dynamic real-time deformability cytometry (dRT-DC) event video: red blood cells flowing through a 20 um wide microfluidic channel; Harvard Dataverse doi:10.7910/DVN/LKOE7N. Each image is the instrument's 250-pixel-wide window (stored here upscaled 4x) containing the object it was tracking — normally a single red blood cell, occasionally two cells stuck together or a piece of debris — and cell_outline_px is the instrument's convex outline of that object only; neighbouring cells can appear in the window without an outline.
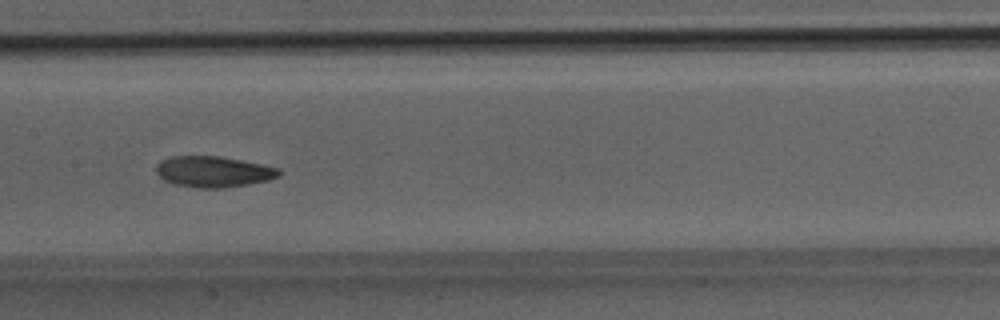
{"species": "Egyptian fruit bat (a non-hibernating species)", "species_latin": "Rousettus aegyptiacus", "temperature_condition": "room temperature", "stored_images_in_passage": 31, "camera_frame_rate_fps": 3000, "um_per_image_px": 0.085, "animal": {"sex": "male"}, "frame": {"image": 1, "passage_image": 12, "time_ms": 3.667, "image_size_px": [1000, 320], "cell_outline_px": [[284, 172], [280, 176], [268, 180], [248, 184], [224, 188], [200, 188], [172, 184], [164, 180], [156, 172], [156, 164], [160, 160], [172, 156], [220, 156], [280, 168]], "centroid_in_image_um": [18.14, 14.59], "position_along_channel_um": 189.3, "area_um2": 22.31}}
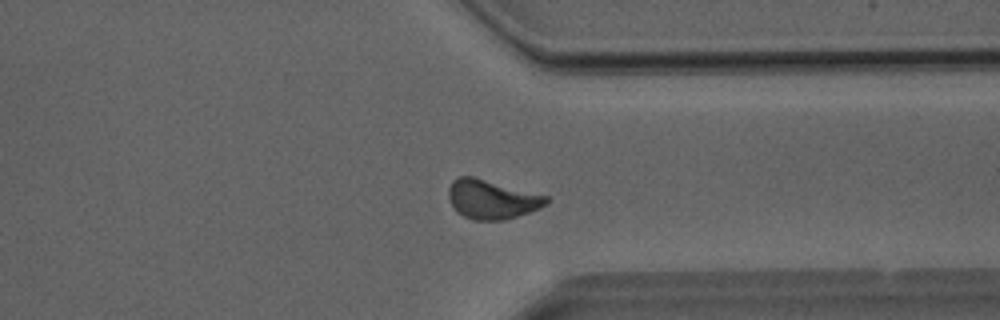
{"frame": {"image": 2, "passage_image": 22, "time_ms": 7.0, "image_size_px": [1000, 320], "cell_outline_px": [[548, 204], [540, 208], [504, 220], [472, 220], [456, 212], [448, 196], [448, 188], [452, 180], [456, 176], [472, 176], [548, 196]], "centroid_in_image_um": [41.77, 16.94], "position_along_channel_um": 369.6, "area_um2": 22.25}}
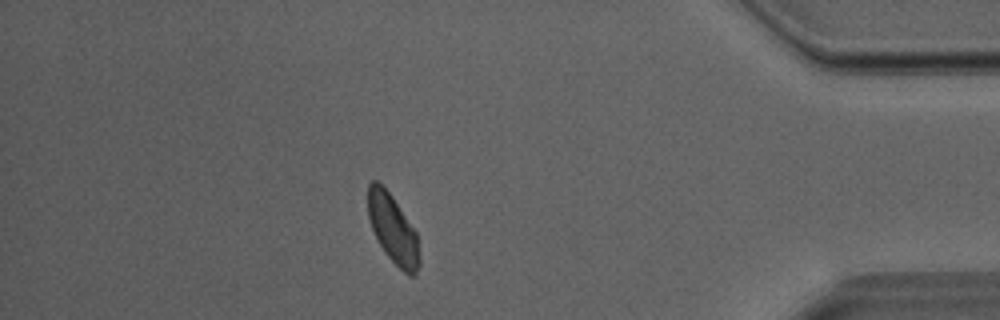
{"frame": {"image": 3, "passage_image": 26, "time_ms": 8.333, "image_size_px": [1000, 320], "cell_outline_px": [[420, 264], [416, 272], [412, 276], [408, 276], [384, 252], [376, 240], [368, 216], [368, 184], [372, 180], [376, 180], [392, 196], [416, 232], [420, 256]], "centroid_in_image_um": [33.39, 19.49], "position_along_channel_um": 401.8, "area_um2": 20.46}}